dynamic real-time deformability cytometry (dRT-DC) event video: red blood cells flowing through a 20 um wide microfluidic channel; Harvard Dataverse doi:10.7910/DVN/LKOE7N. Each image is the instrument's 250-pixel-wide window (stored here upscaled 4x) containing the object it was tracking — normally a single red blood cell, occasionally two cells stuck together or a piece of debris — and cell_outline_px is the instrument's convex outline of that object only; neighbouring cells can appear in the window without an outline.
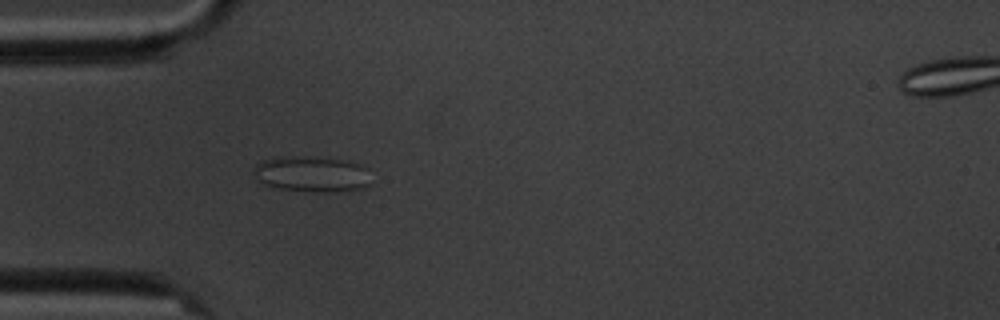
{"species": "common noctule bat (a hibernating species)", "species_latin": "Nyctalus noctula", "temperature_condition": "cold", "stored_images_in_passage": 4, "camera_frame_rate_fps": 3000, "um_per_image_px": 0.085, "animal": {"sex": "male", "body_mass_g": 20.1, "forearm_length_mm": 53.5}, "frame": {"image": 1, "passage_image": 4, "time_ms": 3.333, "image_size_px": [1000, 320], "cell_outline_px": [[368, 184], [360, 188], [332, 192], [316, 192], [280, 188], [268, 184], [260, 180], [252, 172], [256, 164], [264, 160], [276, 156], [304, 156], [340, 160], [360, 164], [368, 168]], "centroid_in_image_um": [26.48, 14.78], "position_along_channel_um": 58.5, "area_um2": 24.04}}